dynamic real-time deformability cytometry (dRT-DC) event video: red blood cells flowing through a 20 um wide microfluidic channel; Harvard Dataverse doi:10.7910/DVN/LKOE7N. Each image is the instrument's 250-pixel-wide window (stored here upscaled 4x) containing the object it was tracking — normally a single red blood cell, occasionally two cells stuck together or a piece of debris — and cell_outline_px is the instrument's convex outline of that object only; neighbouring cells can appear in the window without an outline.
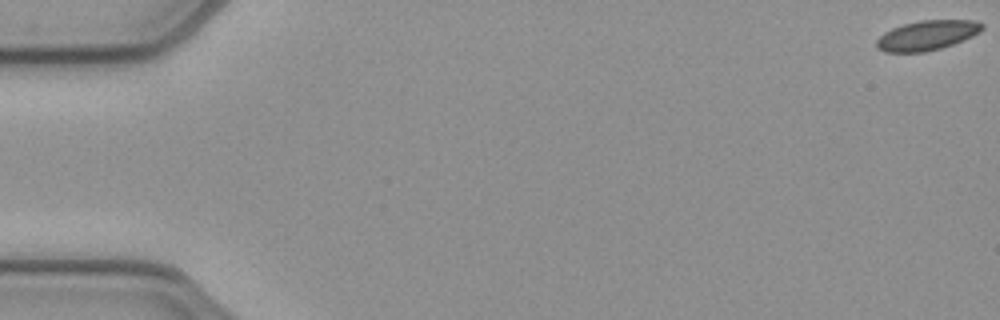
{"species": "common noctule bat (a hibernating species)", "species_latin": "Nyctalus noctula", "temperature_condition": "cold", "stored_images_in_passage": 54, "camera_frame_rate_fps": 3000, "um_per_image_px": 0.085, "animal": {"sex": "female", "body_mass_g": 21.9}, "frame": {"image": 1, "passage_image": 1, "time_ms": 0.0, "image_size_px": [1000, 320], "cell_outline_px": [[984, 28], [980, 32], [972, 36], [952, 44], [940, 48], [924, 52], [884, 52], [876, 48], [876, 40], [884, 32], [892, 28], [904, 24], [920, 20], [972, 20], [984, 24]], "centroid_in_image_um": [78.78, 3.0], "position_along_channel_um": 6.2, "area_um2": 18.26}}
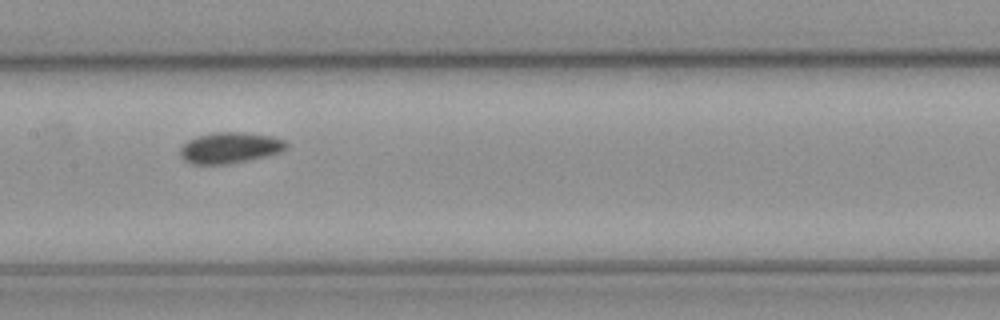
{"frame": {"image": 2, "passage_image": 27, "time_ms": 8.667, "image_size_px": [1000, 320], "cell_outline_px": [[288, 148], [280, 152], [268, 156], [228, 164], [192, 164], [184, 160], [180, 156], [180, 148], [188, 140], [196, 136], [216, 132], [244, 132], [272, 136], [284, 140], [288, 144]], "centroid_in_image_um": [19.55, 12.56], "position_along_channel_um": 187.8, "area_um2": 19.31}}
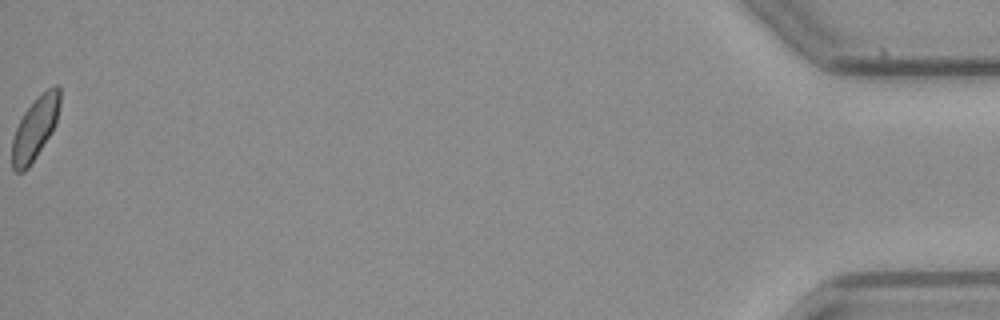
{"frame": {"image": 3, "passage_image": 54, "time_ms": 17.667, "image_size_px": [1000, 320], "cell_outline_px": [[60, 104], [56, 124], [52, 132], [28, 168], [24, 172], [16, 172], [12, 168], [12, 140], [16, 128], [24, 112], [48, 88], [56, 84], [60, 84]], "centroid_in_image_um": [2.99, 10.92], "position_along_channel_um": 432.2, "area_um2": 17.22}, "authors_computed_cell_mechanics": {"area_um2": 18.3804, "velocity_mm_per_s": 3.8948, "shape_relaxation_time_tau1_ms": null, "shape_relaxation_time_tau2_ms": 6.2508, "deformation_change_tau1": null, "deformation_change_tau2": 0.0703}}